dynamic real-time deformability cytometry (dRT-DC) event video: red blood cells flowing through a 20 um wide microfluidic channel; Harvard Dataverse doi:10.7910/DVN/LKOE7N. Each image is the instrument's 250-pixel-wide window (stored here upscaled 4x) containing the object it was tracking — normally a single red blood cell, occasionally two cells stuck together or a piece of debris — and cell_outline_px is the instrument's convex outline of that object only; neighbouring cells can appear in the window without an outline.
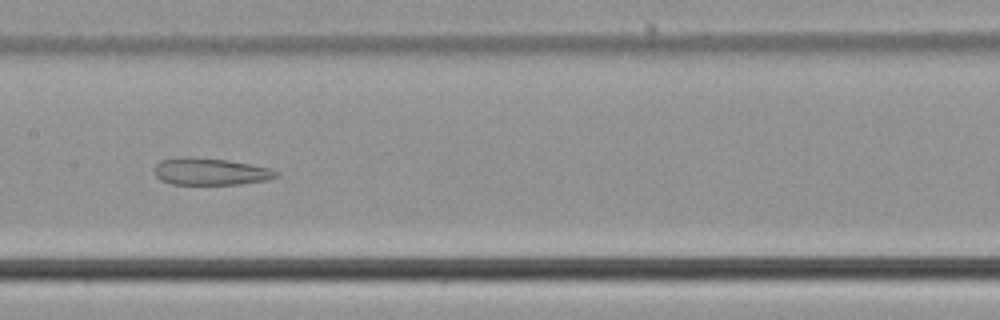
{"species": "common noctule bat (a hibernating species)", "species_latin": "Nyctalus noctula", "temperature_condition": "cold", "stored_images_in_passage": 45, "camera_frame_rate_fps": 3000, "um_per_image_px": 0.085, "animal": {"sex": "male", "body_mass_g": 21.5, "forearm_length_mm": 52.0}, "frame": {"image": 1, "passage_image": 18, "time_ms": 5.667, "image_size_px": [1000, 320], "cell_outline_px": [[280, 176], [264, 180], [240, 184], [172, 184], [160, 180], [156, 176], [156, 164], [160, 160], [180, 156], [188, 156], [228, 160], [252, 164], [268, 168], [280, 172]], "centroid_in_image_um": [17.89, 14.57], "position_along_channel_um": 189.5, "area_um2": 19.25}}
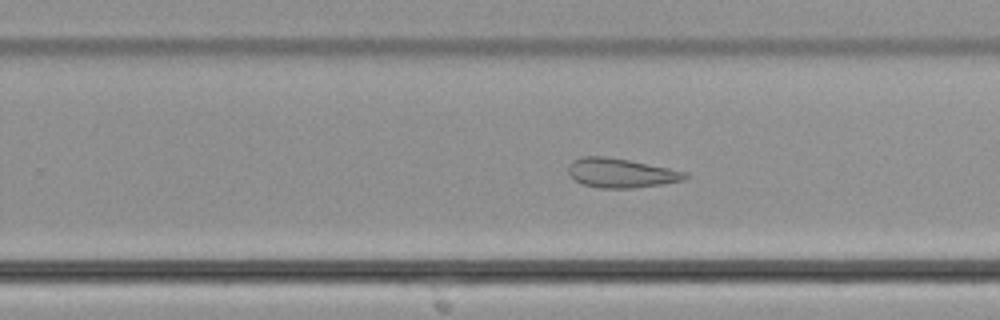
{"frame": {"image": 2, "passage_image": 25, "time_ms": 8.0, "image_size_px": [1000, 320], "cell_outline_px": [[688, 176], [684, 180], [664, 184], [632, 188], [600, 188], [580, 184], [568, 172], [568, 164], [572, 160], [580, 156], [604, 156], [628, 160], [688, 172]], "centroid_in_image_um": [52.76, 14.7], "position_along_channel_um": 277.0, "area_um2": 20.0}}
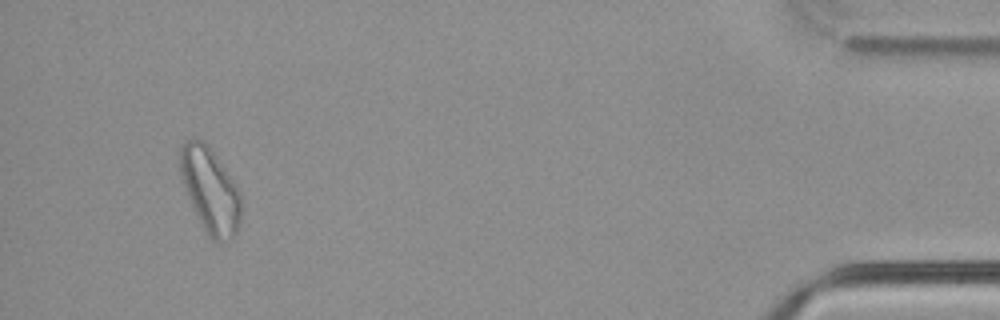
{"frame": {"image": 3, "passage_image": 42, "time_ms": 13.667, "image_size_px": [1000, 320], "cell_outline_px": [[240, 220], [236, 232], [228, 240], [220, 244], [216, 244], [212, 240], [204, 228], [188, 196], [180, 176], [180, 144], [196, 136], [204, 140], [208, 144], [240, 192]], "centroid_in_image_um": [17.85, 16.14], "position_along_channel_um": 417.4, "area_um2": 29.88}, "authors_computed_cell_mechanics": {"area_um2": 23.7558, "velocity_mm_per_s": 3.7576, "shape_relaxation_time_tau1_ms": null, "shape_relaxation_time_tau2_ms": 2.6326, "deformation_change_tau1": null, "deformation_change_tau2": 0.0846}}